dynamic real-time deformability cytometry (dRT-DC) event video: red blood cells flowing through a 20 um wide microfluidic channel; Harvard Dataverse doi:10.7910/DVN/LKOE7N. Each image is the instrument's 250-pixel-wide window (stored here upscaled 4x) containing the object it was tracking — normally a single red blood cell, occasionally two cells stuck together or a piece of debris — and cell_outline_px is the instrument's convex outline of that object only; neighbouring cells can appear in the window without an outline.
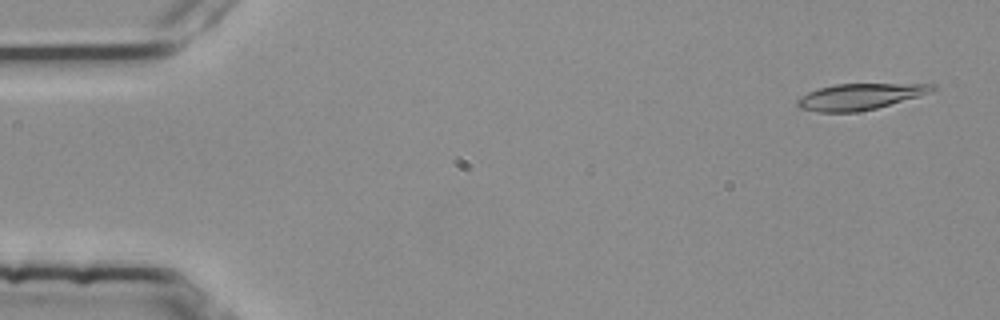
{"species": "common noctule bat (a hibernating species)", "species_latin": "Nyctalus noctula", "temperature_condition": "room temperature", "stored_images_in_passage": 13, "camera_frame_rate_fps": 3000, "um_per_image_px": 0.085, "animal": {"sex": "female", "body_mass_g": 25.1}, "frame": {"image": 1, "passage_image": 3, "time_ms": 0.667, "image_size_px": [1000, 320], "cell_outline_px": [[940, 88], [932, 92], [920, 96], [876, 108], [856, 112], [816, 112], [800, 108], [796, 104], [796, 100], [800, 96], [808, 92], [820, 88], [836, 84], [936, 84]], "centroid_in_image_um": [73.12, 8.21], "position_along_channel_um": 11.9, "area_um2": 20.63}}